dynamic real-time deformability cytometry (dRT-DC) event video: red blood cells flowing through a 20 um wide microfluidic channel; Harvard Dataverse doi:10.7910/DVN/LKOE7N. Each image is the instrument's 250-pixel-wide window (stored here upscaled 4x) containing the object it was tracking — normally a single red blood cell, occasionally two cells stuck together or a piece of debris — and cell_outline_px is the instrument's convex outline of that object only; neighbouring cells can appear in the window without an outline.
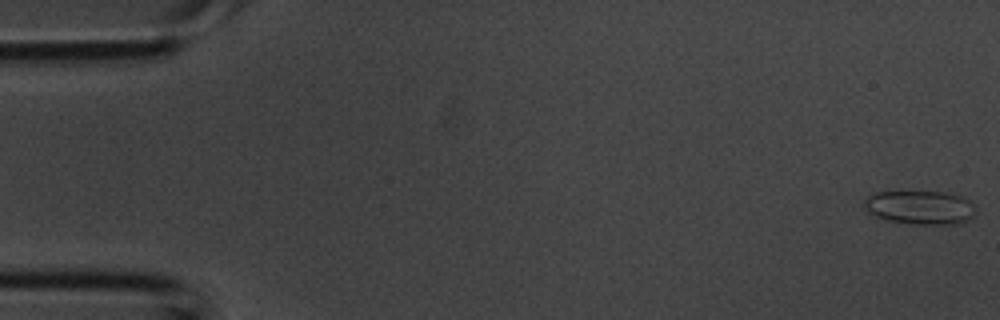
{"species": "common noctule bat (a hibernating species)", "species_latin": "Nyctalus noctula", "temperature_condition": "room temperature", "stored_images_in_passage": 7, "camera_frame_rate_fps": 3000, "um_per_image_px": 0.085, "animal": {"sex": "male", "body_mass_g": 20.1, "forearm_length_mm": 53.5}, "frame": {"image": 1, "passage_image": 1, "time_ms": 0.0, "image_size_px": [1000, 320], "cell_outline_px": [[976, 204], [972, 216], [968, 220], [960, 224], [908, 224], [888, 220], [876, 216], [868, 212], [864, 204], [864, 200], [868, 196], [876, 192], [944, 192], [964, 196]], "centroid_in_image_um": [78.25, 17.63], "position_along_channel_um": 6.7, "area_um2": 22.08}}